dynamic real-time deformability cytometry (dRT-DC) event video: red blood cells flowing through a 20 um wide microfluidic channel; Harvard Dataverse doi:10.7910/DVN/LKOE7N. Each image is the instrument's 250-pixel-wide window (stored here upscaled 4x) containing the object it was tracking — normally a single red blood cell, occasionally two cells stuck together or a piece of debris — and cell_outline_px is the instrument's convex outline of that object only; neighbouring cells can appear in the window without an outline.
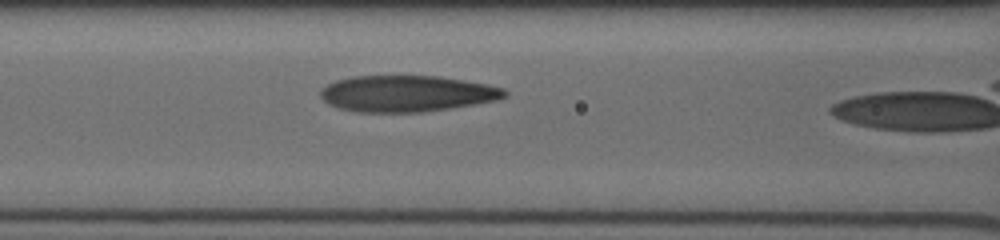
{"species": "human", "species_latin": "Homo sapiens", "temperature_condition": "cold", "stored_images_in_passage": 26, "camera_frame_rate_fps": 3000, "um_per_image_px": 0.085, "donor": {"sex": "male"}, "frame": {"image": 1, "passage_image": 22, "time_ms": 7.0, "image_size_px": [1000, 240], "cell_outline_px": [[508, 96], [496, 100], [448, 108], [420, 112], [356, 112], [340, 108], [328, 104], [320, 96], [320, 88], [336, 80], [352, 76], [440, 76], [484, 84], [504, 88], [508, 92]], "centroid_in_image_um": [34.54, 7.95], "position_along_channel_um": 132.1, "area_um2": 38.78}}